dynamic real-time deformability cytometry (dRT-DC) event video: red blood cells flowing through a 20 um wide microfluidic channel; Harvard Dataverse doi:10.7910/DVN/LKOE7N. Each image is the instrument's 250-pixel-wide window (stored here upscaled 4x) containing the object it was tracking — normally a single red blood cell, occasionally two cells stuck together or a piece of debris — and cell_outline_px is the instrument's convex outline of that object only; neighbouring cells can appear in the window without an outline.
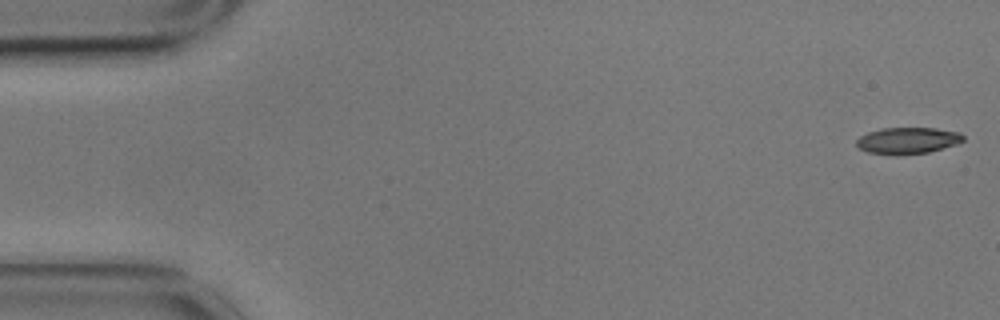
{"species": "common noctule bat (a hibernating species)", "species_latin": "Nyctalus noctula", "temperature_condition": "cold", "stored_images_in_passage": 10, "camera_frame_rate_fps": 3000, "um_per_image_px": 0.085, "animal": {"sex": "male", "body_mass_g": 17.9}, "frame": {"image": 1, "passage_image": 1, "time_ms": 0.0, "image_size_px": [1000, 320], "cell_outline_px": [[964, 140], [956, 144], [928, 152], [896, 156], [868, 152], [860, 148], [856, 144], [856, 140], [860, 136], [868, 132], [884, 128], [936, 128], [960, 132], [964, 136]], "centroid_in_image_um": [77.15, 11.95], "position_along_channel_um": 7.9, "area_um2": 16.53}}